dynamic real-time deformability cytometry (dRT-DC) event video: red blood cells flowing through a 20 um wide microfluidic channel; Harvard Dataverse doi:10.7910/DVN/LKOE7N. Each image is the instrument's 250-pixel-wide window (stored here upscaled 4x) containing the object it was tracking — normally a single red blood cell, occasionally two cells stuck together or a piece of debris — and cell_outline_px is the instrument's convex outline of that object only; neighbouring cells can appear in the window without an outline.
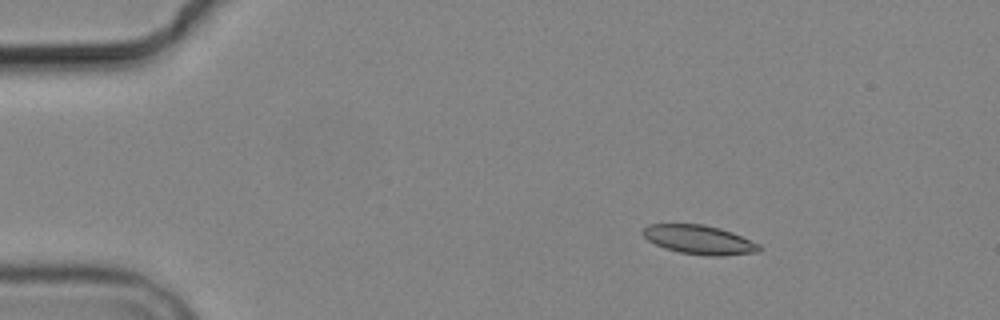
{"species": "common noctule bat (a hibernating species)", "species_latin": "Nyctalus noctula", "temperature_condition": "cold", "stored_images_in_passage": 4, "camera_frame_rate_fps": 3000, "um_per_image_px": 0.085, "animal": {"sex": "male", "body_mass_g": 19.2, "forearm_length_mm": 51.8}, "frame": {"image": 1, "passage_image": 2, "time_ms": 1.333, "image_size_px": [1000, 320], "cell_outline_px": [[764, 248], [760, 252], [720, 256], [708, 256], [680, 252], [664, 248], [648, 240], [640, 232], [648, 224], [704, 224], [720, 228], [732, 232], [760, 244]], "centroid_in_image_um": [59.46, 20.38], "position_along_channel_um": 25.5, "area_um2": 19.83}}